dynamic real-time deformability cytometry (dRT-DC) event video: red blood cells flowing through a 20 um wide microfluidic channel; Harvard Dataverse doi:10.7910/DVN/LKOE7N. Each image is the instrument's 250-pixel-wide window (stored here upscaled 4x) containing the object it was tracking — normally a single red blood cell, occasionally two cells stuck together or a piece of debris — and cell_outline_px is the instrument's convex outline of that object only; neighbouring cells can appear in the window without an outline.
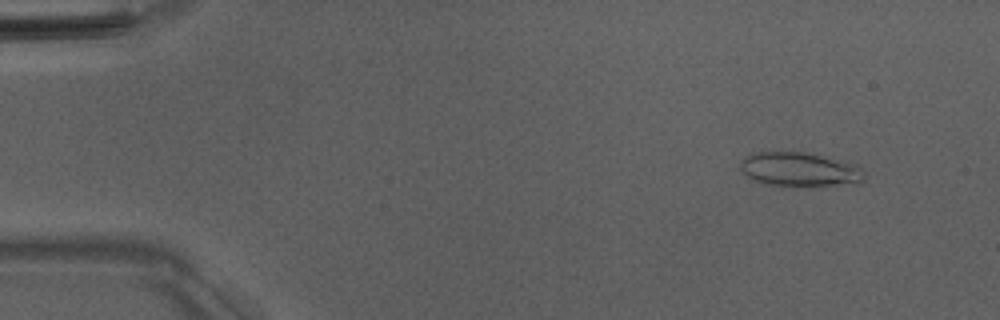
{"species": "Egyptian fruit bat (a non-hibernating species)", "species_latin": "Rousettus aegyptiacus", "temperature_condition": "room temperature", "stored_images_in_passage": 52, "camera_frame_rate_fps": 3000, "um_per_image_px": 0.085, "animal": {"sex": "male"}, "frame": {"image": 1, "passage_image": 5, "time_ms": 1.333, "image_size_px": [1000, 320], "cell_outline_px": [[864, 180], [860, 184], [768, 184], [752, 180], [740, 168], [740, 164], [748, 156], [756, 152], [804, 152], [852, 164], [860, 168], [864, 172]], "centroid_in_image_um": [67.97, 14.39], "position_along_channel_um": 17.0, "area_um2": 23.52}}
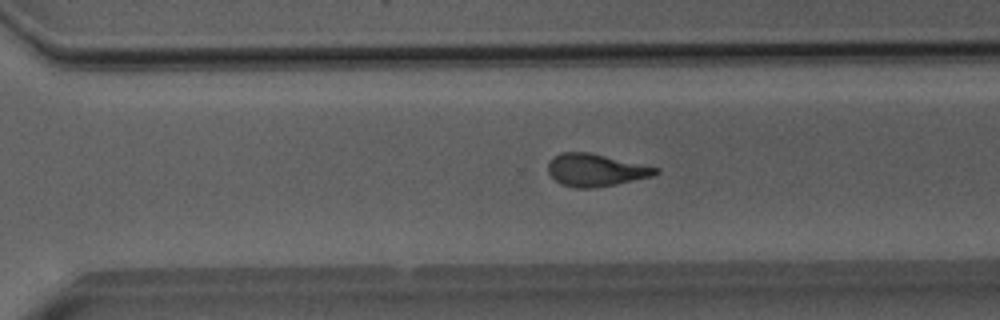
{"frame": {"image": 2, "passage_image": 36, "time_ms": 11.667, "image_size_px": [1000, 320], "cell_outline_px": [[660, 172], [652, 176], [592, 188], [576, 188], [560, 184], [548, 172], [548, 164], [560, 152], [588, 152], [660, 168]], "centroid_in_image_um": [50.62, 14.45], "position_along_channel_um": 320.0, "area_um2": 19.94}}
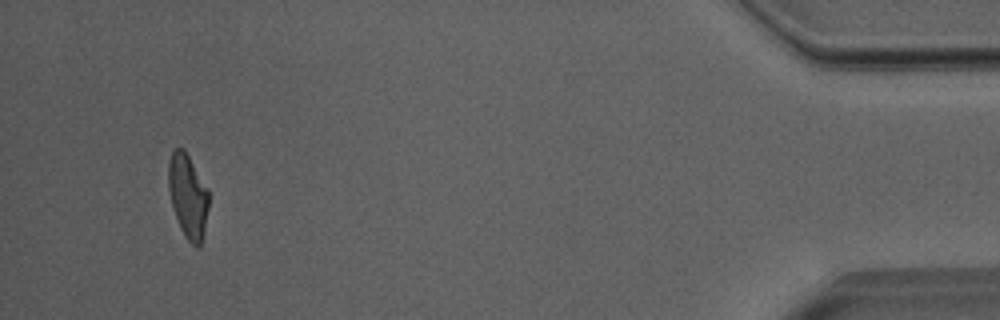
{"frame": {"image": 3, "passage_image": 49, "time_ms": 16.0, "image_size_px": [1000, 320], "cell_outline_px": [[208, 208], [204, 232], [200, 248], [196, 248], [184, 236], [180, 228], [172, 204], [168, 188], [168, 160], [172, 152], [176, 148], [184, 148], [208, 188]], "centroid_in_image_um": [15.97, 16.66], "position_along_channel_um": 419.2, "area_um2": 19.77}, "authors_computed_cell_mechanics": {"area_um2": 20.7213, "velocity_mm_per_s": 3.9975, "shape_relaxation_time_tau1_ms": 9.5614, "shape_relaxation_time_tau2_ms": 2.0887, "deformation_change_tau1": 0.2834, "deformation_change_tau2": 0.1192}}